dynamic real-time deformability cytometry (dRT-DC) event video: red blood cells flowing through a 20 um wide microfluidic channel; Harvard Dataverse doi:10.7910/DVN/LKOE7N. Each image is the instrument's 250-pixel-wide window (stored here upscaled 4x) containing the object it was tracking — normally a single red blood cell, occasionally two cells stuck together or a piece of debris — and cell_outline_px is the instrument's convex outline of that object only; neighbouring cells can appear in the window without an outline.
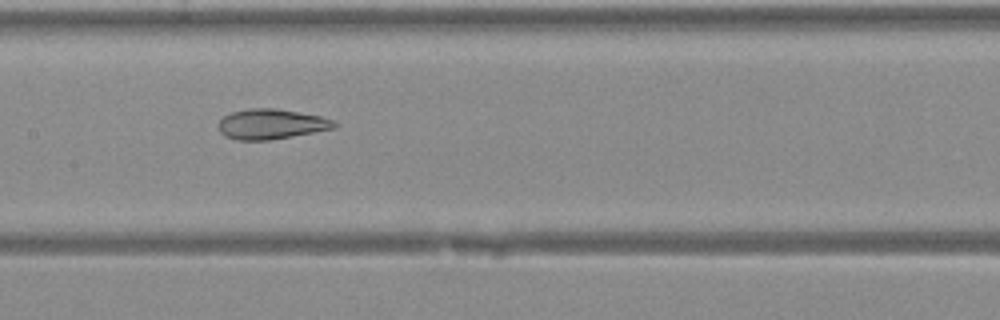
{"species": "Egyptian fruit bat (a non-hibernating species)", "species_latin": "Rousettus aegyptiacus", "temperature_condition": "warm", "stored_images_in_passage": 36, "camera_frame_rate_fps": 3000, "um_per_image_px": 0.085, "animal": {"sex": "female"}, "frame": {"image": 1, "passage_image": 16, "time_ms": 5.0, "image_size_px": [1000, 320], "cell_outline_px": [[336, 128], [292, 136], [268, 140], [236, 140], [224, 136], [220, 132], [216, 124], [224, 116], [232, 112], [248, 108], [272, 108], [320, 116], [332, 120], [336, 124]], "centroid_in_image_um": [22.99, 10.55], "position_along_channel_um": 184.4, "area_um2": 20.23}}
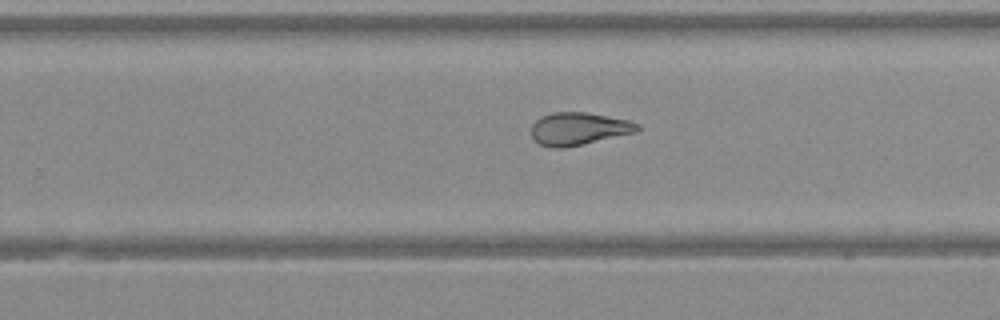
{"frame": {"image": 2, "passage_image": 22, "time_ms": 7.0, "image_size_px": [1000, 320], "cell_outline_px": [[640, 128], [636, 132], [564, 148], [552, 148], [540, 144], [532, 136], [532, 124], [540, 116], [552, 112], [584, 112], [628, 120], [640, 124]], "centroid_in_image_um": [49.17, 10.94], "position_along_channel_um": 280.6, "area_um2": 20.0}}
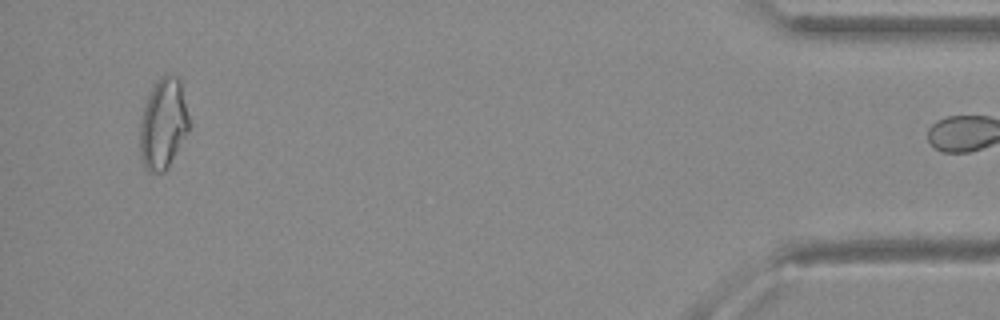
{"frame": {"image": 3, "passage_image": 35, "time_ms": 11.333, "image_size_px": [1000, 320], "cell_outline_px": [[188, 132], [168, 168], [164, 172], [148, 172], [140, 156], [140, 124], [144, 108], [148, 96], [152, 88], [160, 76], [164, 72], [176, 76], [180, 80], [188, 116]], "centroid_in_image_um": [13.87, 10.52], "position_along_channel_um": 421.3, "area_um2": 25.78}}